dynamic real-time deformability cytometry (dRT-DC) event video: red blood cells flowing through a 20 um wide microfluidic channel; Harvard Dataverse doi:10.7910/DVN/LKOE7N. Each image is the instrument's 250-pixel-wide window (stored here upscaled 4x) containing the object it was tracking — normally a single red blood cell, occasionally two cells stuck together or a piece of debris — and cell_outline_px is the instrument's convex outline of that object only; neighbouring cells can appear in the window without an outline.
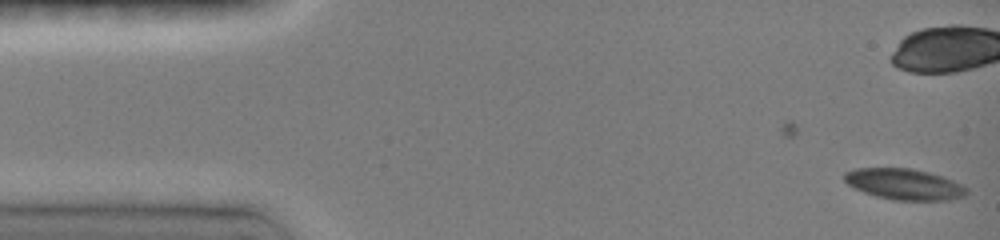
{"species": "common noctule bat (a hibernating species)", "species_latin": "Nyctalus noctula", "temperature_condition": "room temperature", "stored_images_in_passage": 9, "camera_frame_rate_fps": 3000, "um_per_image_px": 0.085, "animal": {"sex": "female", "body_mass_g": 19.0, "forearm_length_mm": 51.5}, "frame": {"image": 1, "passage_image": 9, "time_ms": 1.333, "image_size_px": [1000, 240], "cell_outline_px": [[968, 192], [964, 196], [948, 200], [892, 200], [876, 196], [864, 192], [848, 184], [844, 180], [844, 172], [856, 168], [912, 168], [944, 176], [968, 188]], "centroid_in_image_um": [76.87, 15.65], "position_along_channel_um": 8.1, "area_um2": 22.08}}